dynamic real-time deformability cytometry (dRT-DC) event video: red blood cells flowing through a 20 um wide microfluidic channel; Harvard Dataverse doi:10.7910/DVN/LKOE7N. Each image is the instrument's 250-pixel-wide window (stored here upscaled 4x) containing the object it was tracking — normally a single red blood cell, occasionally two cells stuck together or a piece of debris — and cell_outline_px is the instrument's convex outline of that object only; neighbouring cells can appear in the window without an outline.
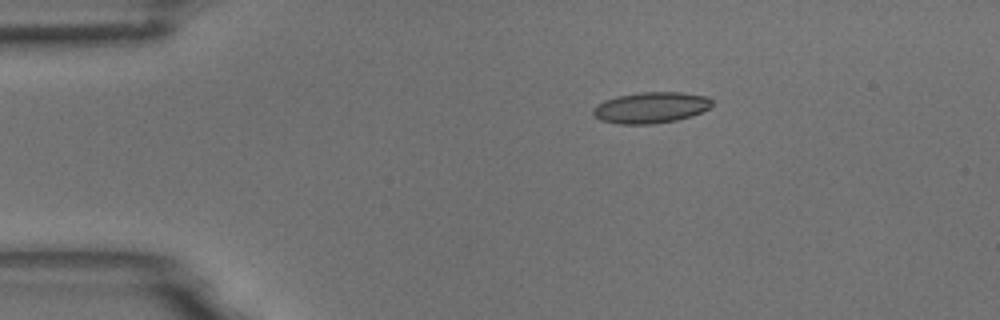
{"species": "common noctule bat (a hibernating species)", "species_latin": "Nyctalus noctula", "temperature_condition": "room temperature", "stored_images_in_passage": 4, "camera_frame_rate_fps": 3000, "um_per_image_px": 0.085, "animal": {"sex": "male", "body_mass_g": 18.8}, "frame": {"image": 1, "passage_image": 3, "time_ms": 0.667, "image_size_px": [1000, 320], "cell_outline_px": [[712, 104], [708, 108], [692, 116], [676, 120], [652, 124], [620, 124], [600, 120], [592, 112], [592, 108], [596, 104], [604, 100], [616, 96], [640, 92], [680, 92], [708, 96], [712, 100]], "centroid_in_image_um": [55.3, 9.14], "position_along_channel_um": 29.7, "area_um2": 21.62}}